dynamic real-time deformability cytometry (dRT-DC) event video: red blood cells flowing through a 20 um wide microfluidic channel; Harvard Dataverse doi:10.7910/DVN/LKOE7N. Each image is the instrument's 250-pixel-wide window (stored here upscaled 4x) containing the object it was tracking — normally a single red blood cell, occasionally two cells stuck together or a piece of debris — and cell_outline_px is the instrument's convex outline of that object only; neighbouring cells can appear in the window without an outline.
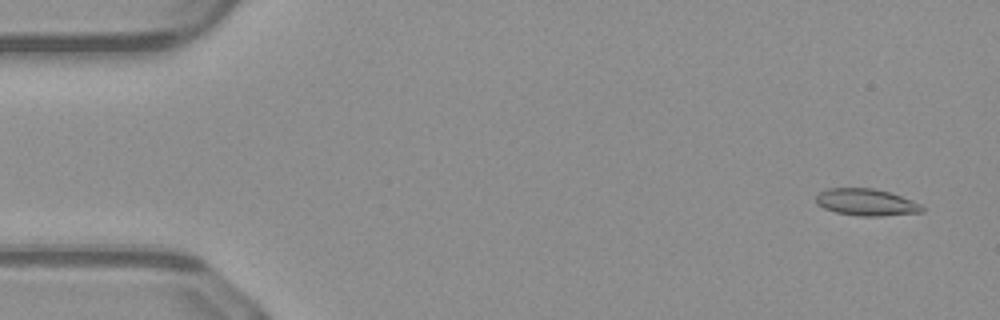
{"species": "common noctule bat (a hibernating species)", "species_latin": "Nyctalus noctula", "temperature_condition": "warm", "stored_images_in_passage": 50, "camera_frame_rate_fps": 3000, "um_per_image_px": 0.085, "animal": {"sex": "male", "body_mass_g": 23.1, "forearm_length_mm": 52.7}, "frame": {"image": 1, "passage_image": 3, "time_ms": 0.667, "image_size_px": [1000, 320], "cell_outline_px": [[924, 212], [880, 216], [860, 216], [836, 212], [824, 208], [816, 204], [816, 196], [824, 188], [872, 188], [888, 192], [912, 200], [920, 204], [924, 208]], "centroid_in_image_um": [73.61, 17.19], "position_along_channel_um": 11.4, "area_um2": 16.59}}
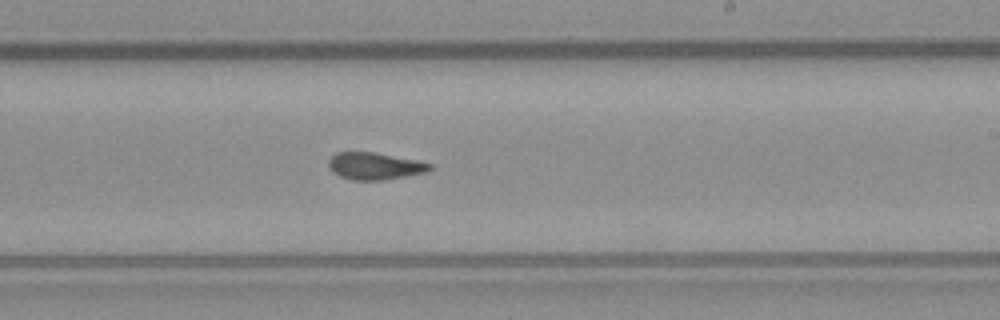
{"frame": {"image": 2, "passage_image": 30, "time_ms": 9.667, "image_size_px": [1000, 320], "cell_outline_px": [[432, 168], [428, 172], [384, 180], [352, 180], [340, 176], [332, 172], [328, 168], [328, 160], [336, 152], [372, 152], [416, 160], [432, 164]], "centroid_in_image_um": [31.83, 14.12], "position_along_channel_um": 257.2, "area_um2": 16.01}}
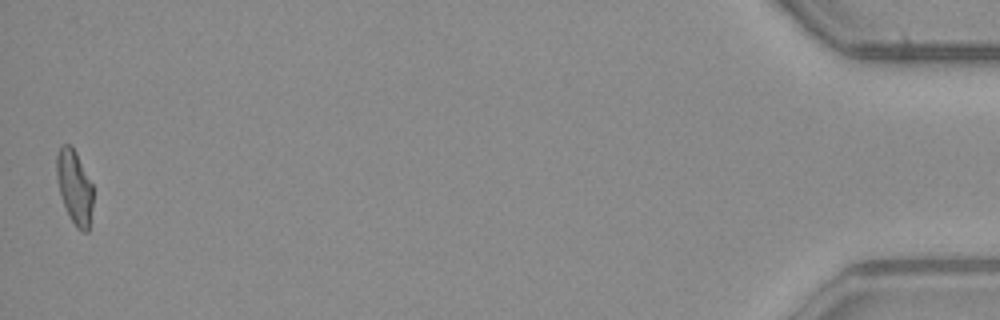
{"frame": {"image": 3, "passage_image": 50, "time_ms": 16.333, "image_size_px": [1000, 320], "cell_outline_px": [[92, 204], [88, 232], [84, 232], [76, 228], [64, 204], [56, 180], [56, 156], [60, 148], [64, 144], [72, 144], [92, 184]], "centroid_in_image_um": [6.32, 15.87], "position_along_channel_um": 428.9, "area_um2": 15.49}, "authors_computed_cell_mechanics": {"area_um2": 16.4152, "velocity_mm_per_s": 4.1127, "shape_relaxation_time_tau1_ms": null, "shape_relaxation_time_tau2_ms": 2.165, "deformation_change_tau1": null, "deformation_change_tau2": 0.0825}}